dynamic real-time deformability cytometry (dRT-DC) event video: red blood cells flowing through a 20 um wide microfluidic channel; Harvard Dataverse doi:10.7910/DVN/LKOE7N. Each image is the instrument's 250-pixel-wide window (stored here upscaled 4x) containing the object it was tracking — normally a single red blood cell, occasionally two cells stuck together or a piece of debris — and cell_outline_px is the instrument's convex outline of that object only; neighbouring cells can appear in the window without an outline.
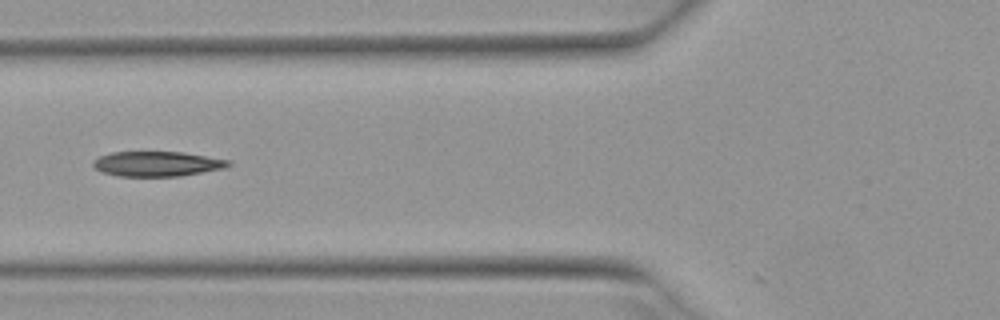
{"species": "Egyptian fruit bat (a non-hibernating species)", "species_latin": "Rousettus aegyptiacus", "temperature_condition": "warm", "stored_images_in_passage": 2, "camera_frame_rate_fps": 3000, "um_per_image_px": 0.085, "animal": {"sex": "female"}, "frame": {"image": 1, "passage_image": 2, "time_ms": 0.333, "image_size_px": [1000, 320], "cell_outline_px": [[232, 164], [224, 168], [180, 176], [120, 176], [100, 172], [92, 164], [92, 160], [100, 156], [112, 152], [184, 152], [232, 160]], "centroid_in_image_um": [13.37, 13.92], "position_along_channel_um": 112.4, "area_um2": 19.77}}